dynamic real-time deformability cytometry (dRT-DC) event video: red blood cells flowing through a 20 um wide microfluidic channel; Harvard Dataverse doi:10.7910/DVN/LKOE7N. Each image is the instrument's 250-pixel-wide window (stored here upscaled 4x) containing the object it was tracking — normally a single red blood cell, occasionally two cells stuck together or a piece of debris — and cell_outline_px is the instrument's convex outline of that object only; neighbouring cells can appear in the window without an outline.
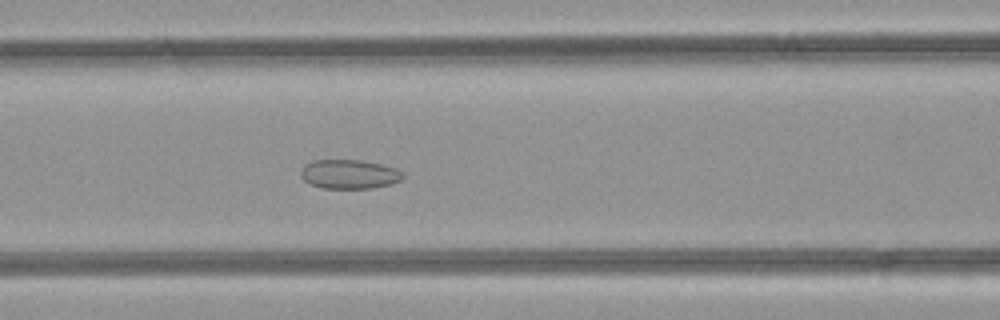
{"species": "common noctule bat (a hibernating species)", "species_latin": "Nyctalus noctula", "temperature_condition": "room temperature", "stored_images_in_passage": 40, "camera_frame_rate_fps": 3000, "um_per_image_px": 0.085, "animal": {"sex": "female", "body_mass_g": 21.9}, "frame": {"image": 1, "passage_image": 11, "time_ms": 3.333, "image_size_px": [1000, 320], "cell_outline_px": [[404, 176], [400, 180], [392, 184], [372, 188], [324, 188], [312, 184], [304, 180], [300, 176], [300, 172], [304, 164], [312, 160], [360, 160], [380, 164], [396, 168], [404, 172]], "centroid_in_image_um": [29.69, 14.8], "position_along_channel_um": 136.9, "area_um2": 17.4}}
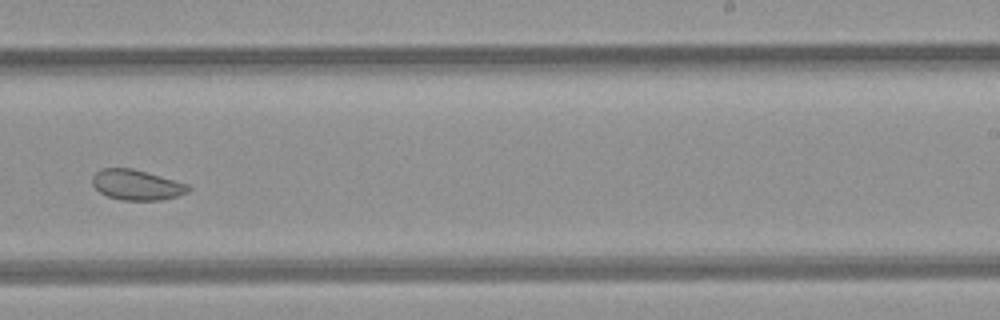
{"frame": {"image": 2, "passage_image": 21, "time_ms": 6.667, "image_size_px": [1000, 320], "cell_outline_px": [[192, 188], [188, 192], [176, 196], [160, 200], [120, 200], [108, 196], [100, 192], [92, 184], [92, 176], [100, 168], [132, 168], [188, 184]], "centroid_in_image_um": [11.6, 15.71], "position_along_channel_um": 277.4, "area_um2": 16.88}}
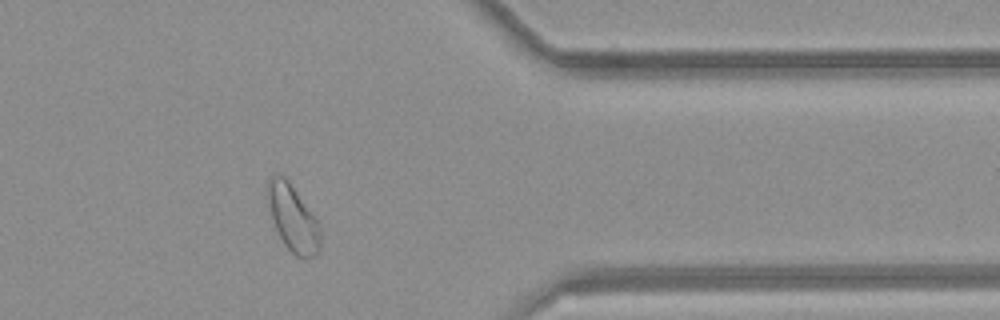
{"frame": {"image": 3, "passage_image": 30, "time_ms": 9.667, "image_size_px": [1000, 320], "cell_outline_px": [[320, 248], [316, 256], [296, 256], [284, 244], [276, 228], [268, 204], [268, 180], [276, 172], [284, 176], [288, 180], [320, 224]], "centroid_in_image_um": [24.91, 18.53], "position_along_channel_um": 386.5, "area_um2": 20.0}, "authors_computed_cell_mechanics": {"area_um2": 20.0566, "velocity_mm_per_s": 4.2291, "shape_relaxation_time_tau1_ms": null, "shape_relaxation_time_tau2_ms": 2.38, "deformation_change_tau1": null, "deformation_change_tau2": 0.0674}}